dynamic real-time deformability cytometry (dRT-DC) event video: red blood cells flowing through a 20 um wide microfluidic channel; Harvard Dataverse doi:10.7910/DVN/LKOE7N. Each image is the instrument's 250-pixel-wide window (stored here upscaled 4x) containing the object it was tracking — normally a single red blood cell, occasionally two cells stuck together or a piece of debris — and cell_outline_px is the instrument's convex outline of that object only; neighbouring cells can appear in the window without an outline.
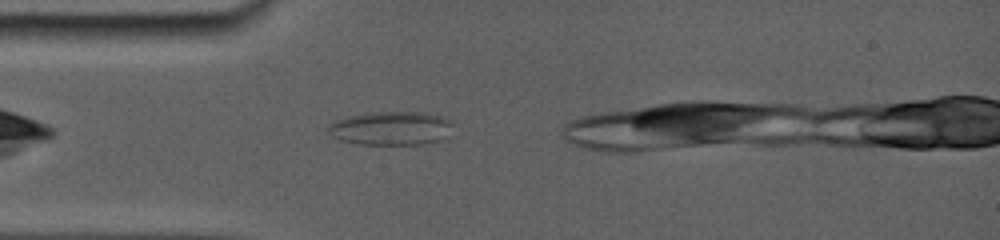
{"species": "common noctule bat (a hibernating species)", "species_latin": "Nyctalus noctula", "temperature_condition": "room temperature", "stored_images_in_passage": 20, "camera_frame_rate_fps": 5000, "um_per_image_px": 0.085, "animal": {"sex": "female", "body_mass_g": 19.0, "forearm_length_mm": 56.7}, "frame": {"image": 1, "passage_image": 4, "time_ms": 1.2, "image_size_px": [1000, 240], "cell_outline_px": [[448, 124], [412, 144], [364, 144], [344, 140], [336, 136], [332, 124], [336, 120], [348, 116], [376, 112], [416, 112], [440, 116], [448, 120]], "centroid_in_image_um": [32.96, 10.84], "position_along_channel_um": 52.0, "area_um2": 21.27}}
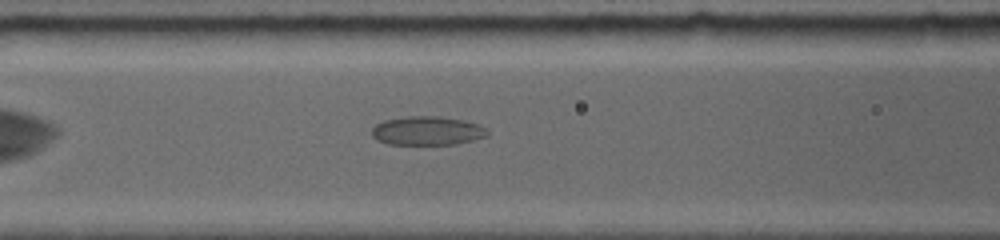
{"frame": {"image": 2, "passage_image": 10, "time_ms": 3.4, "image_size_px": [1000, 240], "cell_outline_px": [[488, 132], [484, 136], [452, 144], [392, 144], [380, 140], [372, 136], [372, 128], [376, 124], [384, 120], [408, 116], [440, 116], [460, 120], [476, 124], [484, 128]], "centroid_in_image_um": [36.24, 11.1], "position_along_channel_um": 130.4, "area_um2": 18.79}}
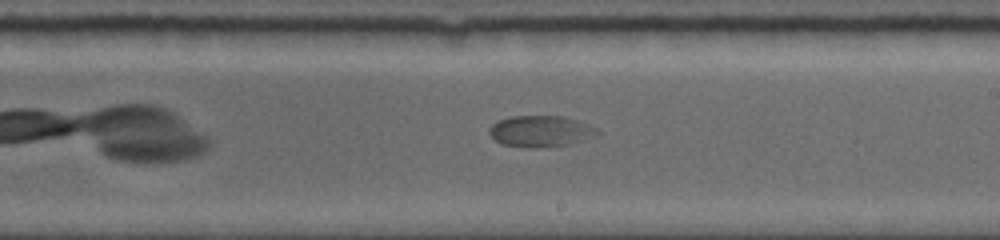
{"frame": {"image": 3, "passage_image": 18, "time_ms": 6.4, "image_size_px": [1000, 240], "cell_outline_px": [[600, 132], [596, 136], [568, 144], [540, 148], [524, 148], [504, 144], [496, 140], [488, 132], [488, 128], [496, 120], [512, 116], [564, 116], [588, 124], [596, 128]], "centroid_in_image_um": [45.93, 11.15], "position_along_channel_um": 243.1, "area_um2": 19.77}}